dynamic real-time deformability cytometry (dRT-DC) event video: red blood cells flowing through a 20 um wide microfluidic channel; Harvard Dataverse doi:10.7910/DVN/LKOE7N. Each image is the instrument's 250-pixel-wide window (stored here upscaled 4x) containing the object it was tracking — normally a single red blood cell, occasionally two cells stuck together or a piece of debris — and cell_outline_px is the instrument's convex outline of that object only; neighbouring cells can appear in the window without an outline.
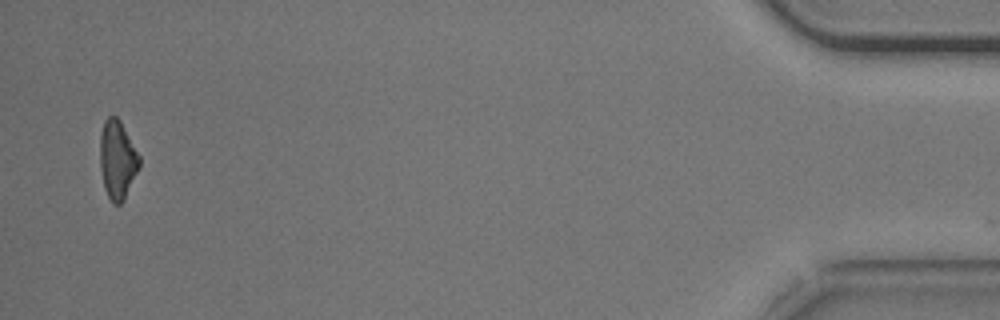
{"species": "common noctule bat (a hibernating species)", "species_latin": "Nyctalus noctula", "temperature_condition": "cold", "stored_images_in_passage": 43, "camera_frame_rate_fps": 3000, "um_per_image_px": 0.085, "animal": {"sex": "male", "body_mass_g": 20.5, "forearm_length_mm": 52.5}, "frame": {"image": 1, "passage_image": 42, "time_ms": 13.667, "image_size_px": [1000, 320], "cell_outline_px": [[140, 168], [120, 204], [112, 204], [104, 188], [100, 168], [100, 132], [104, 120], [108, 116], [116, 116], [120, 120], [140, 156]], "centroid_in_image_um": [9.97, 13.55], "position_along_channel_um": 425.2, "area_um2": 18.03}}